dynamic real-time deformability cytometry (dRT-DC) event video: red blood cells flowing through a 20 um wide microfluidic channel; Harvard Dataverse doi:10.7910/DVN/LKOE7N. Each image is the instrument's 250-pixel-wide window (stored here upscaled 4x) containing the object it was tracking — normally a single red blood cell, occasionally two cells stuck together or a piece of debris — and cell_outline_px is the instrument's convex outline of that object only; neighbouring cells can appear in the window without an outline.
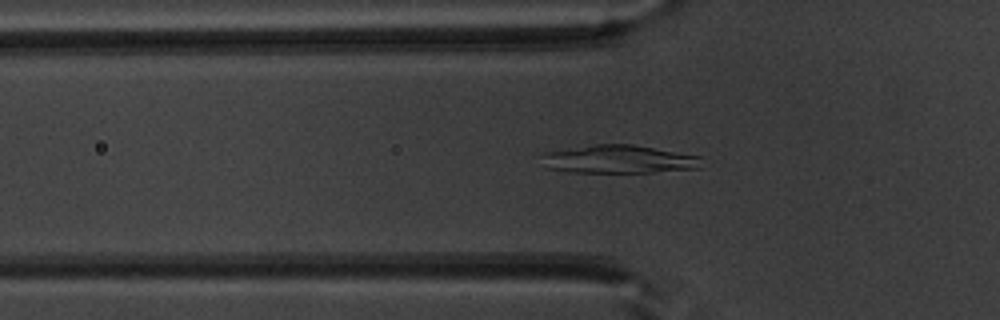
{"species": "common noctule bat (a hibernating species)", "species_latin": "Nyctalus noctula", "temperature_condition": "warm", "stored_images_in_passage": 45, "segment_of_instrument_passage": [1, 2], "camera_frame_rate_fps": 3000, "um_per_image_px": 0.085, "animal": {"sex": "male", "body_mass_g": 20.1, "forearm_length_mm": 53.5}, "frame": {"image": 1, "passage_image": 10, "time_ms": 3.0, "image_size_px": [1000, 320], "cell_outline_px": [[700, 168], [652, 172], [568, 172], [548, 168], [544, 156], [544, 152], [596, 144], [632, 144], [700, 156]], "centroid_in_image_um": [52.63, 13.53], "position_along_channel_um": 73.2, "area_um2": 25.84}}
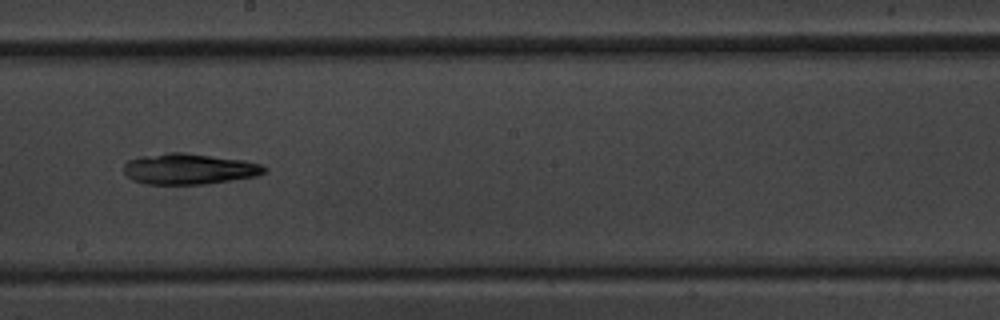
{"frame": {"image": 2, "passage_image": 22, "time_ms": 7.0, "image_size_px": [1000, 320], "cell_outline_px": [[268, 168], [264, 172], [256, 176], [208, 184], [148, 184], [132, 180], [124, 172], [124, 164], [128, 160], [140, 156], [172, 152], [180, 152], [244, 160], [260, 164]], "centroid_in_image_um": [16.06, 14.36], "position_along_channel_um": 232.1, "area_um2": 25.14}}
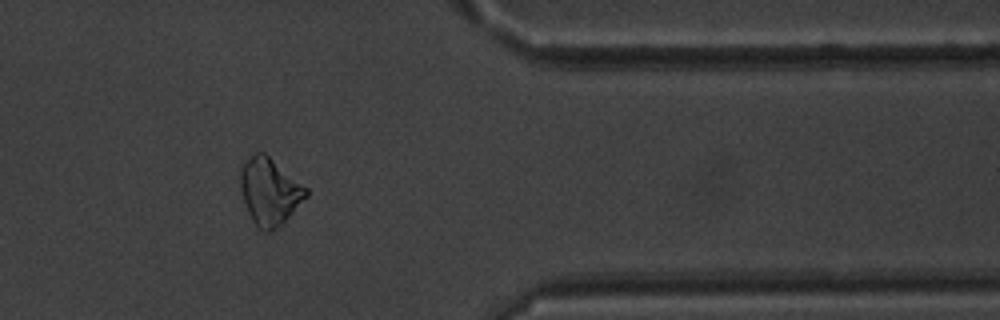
{"frame": {"image": 3, "passage_image": 35, "time_ms": 11.333, "image_size_px": [1000, 320], "cell_outline_px": [[308, 196], [272, 232], [264, 232], [252, 220], [248, 212], [240, 188], [240, 172], [244, 164], [256, 152], [264, 152], [308, 188]], "centroid_in_image_um": [22.92, 16.27], "position_along_channel_um": 388.5, "area_um2": 25.09}}